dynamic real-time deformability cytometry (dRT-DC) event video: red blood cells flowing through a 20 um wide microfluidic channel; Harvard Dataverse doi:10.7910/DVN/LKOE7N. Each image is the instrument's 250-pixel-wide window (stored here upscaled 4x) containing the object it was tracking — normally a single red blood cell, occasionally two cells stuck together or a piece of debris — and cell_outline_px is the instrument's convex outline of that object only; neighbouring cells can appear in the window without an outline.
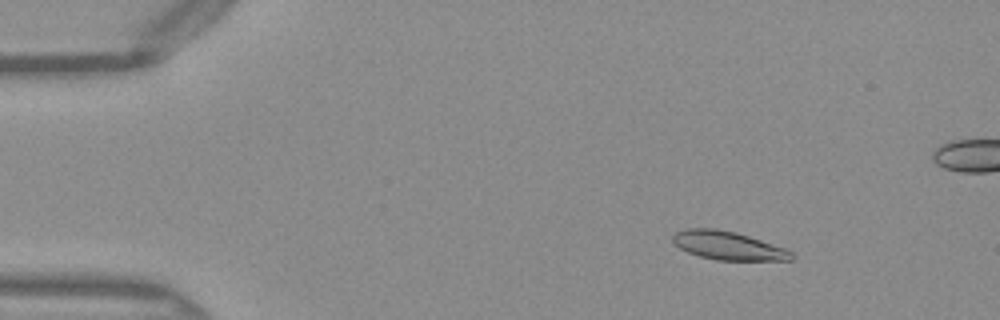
{"species": "Egyptian fruit bat (a non-hibernating species)", "species_latin": "Rousettus aegyptiacus", "temperature_condition": "warm", "stored_images_in_passage": 48, "camera_frame_rate_fps": 3000, "um_per_image_px": 0.085, "frame": {"image": 1, "passage_image": 4, "time_ms": 1.0, "image_size_px": [1000, 320], "cell_outline_px": [[796, 256], [792, 260], [716, 260], [700, 256], [688, 252], [680, 248], [672, 240], [672, 236], [676, 232], [688, 228], [716, 228], [736, 232], [784, 248], [792, 252]], "centroid_in_image_um": [61.89, 20.87], "position_along_channel_um": 23.1, "area_um2": 19.54}}
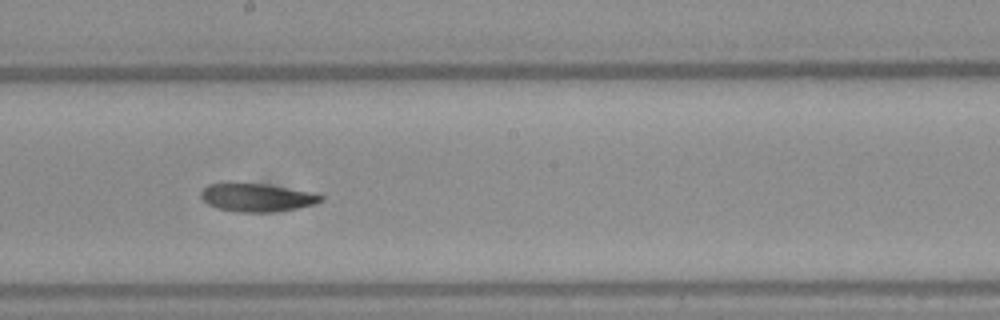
{"frame": {"image": 2, "passage_image": 25, "time_ms": 8.0, "image_size_px": [1000, 320], "cell_outline_px": [[324, 200], [316, 204], [300, 208], [272, 212], [236, 212], [216, 208], [208, 204], [200, 196], [200, 192], [208, 184], [264, 184], [308, 192], [324, 196]], "centroid_in_image_um": [21.84, 16.82], "position_along_channel_um": 226.4, "area_um2": 19.42}}
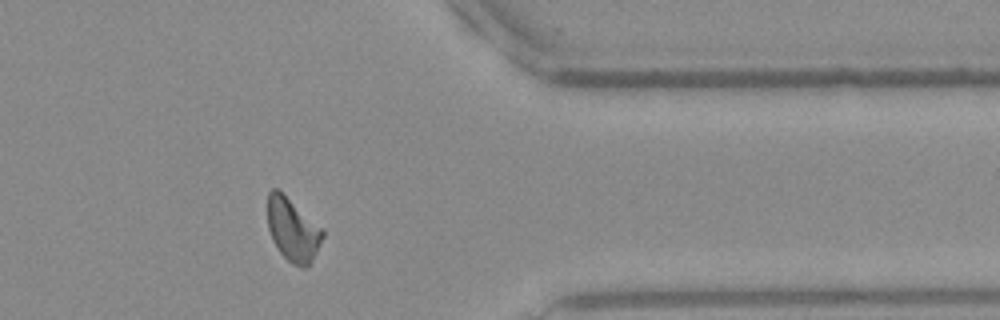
{"frame": {"image": 3, "passage_image": 38, "time_ms": 12.333, "image_size_px": [1000, 320], "cell_outline_px": [[324, 236], [308, 268], [300, 268], [292, 264], [280, 252], [272, 240], [268, 228], [268, 192], [272, 188], [276, 188], [324, 228]], "centroid_in_image_um": [24.9, 19.55], "position_along_channel_um": 386.5, "area_um2": 20.29}, "authors_computed_cell_mechanics": {"area_um2": 19.7965, "velocity_mm_per_s": 4.0479, "shape_relaxation_time_tau1_ms": null, "shape_relaxation_time_tau2_ms": 11.2435, "deformation_change_tau1": null, "deformation_change_tau2": 0.2401}}